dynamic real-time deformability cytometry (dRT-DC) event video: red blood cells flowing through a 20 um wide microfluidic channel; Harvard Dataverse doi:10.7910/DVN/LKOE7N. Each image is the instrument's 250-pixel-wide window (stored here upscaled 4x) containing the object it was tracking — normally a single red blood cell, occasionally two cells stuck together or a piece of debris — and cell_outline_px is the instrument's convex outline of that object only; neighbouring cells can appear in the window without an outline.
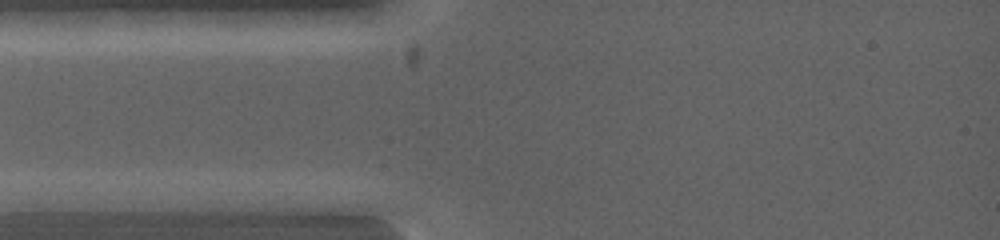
{"species": "common noctule bat (a hibernating species)", "species_latin": "Nyctalus noctula", "temperature_condition": "warm", "stored_images_in_passage": 3, "camera_frame_rate_fps": 5000, "um_per_image_px": 0.085, "animal": {"sex": "female", "body_mass_g": 19.0, "forearm_length_mm": 53.3}, "frame": {"image": 1, "passage_image": 2, "time_ms": 0.2, "image_size_px": [1000, 240], "cell_outline_px": [[116, 200], [96, 212], [40, 216], [36, 216], [28, 212], [12, 200], [44, 192], [80, 192]], "centroid_in_image_um": [5.3, 17.28], "position_along_channel_um": 79.7, "area_um2": 12.54}}